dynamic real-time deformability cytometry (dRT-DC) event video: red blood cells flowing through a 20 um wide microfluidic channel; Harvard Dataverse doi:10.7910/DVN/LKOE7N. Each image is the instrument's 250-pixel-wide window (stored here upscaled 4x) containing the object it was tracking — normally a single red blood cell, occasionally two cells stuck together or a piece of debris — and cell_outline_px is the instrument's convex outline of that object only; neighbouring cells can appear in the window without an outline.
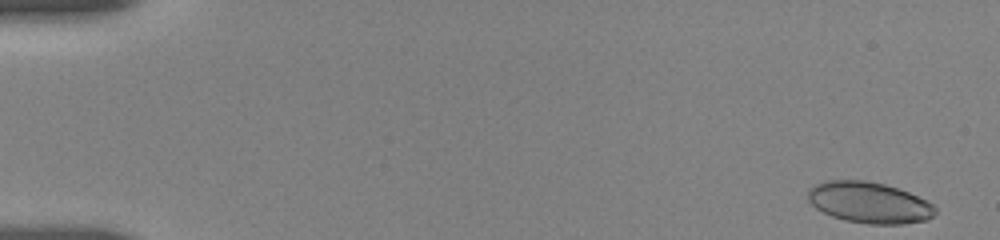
{"species": "human", "species_latin": "Homo sapiens", "temperature_condition": "room temperature", "stored_images_in_passage": 9, "segment_of_instrument_passage": [1, 2], "camera_frame_rate_fps": 3000, "um_per_image_px": 0.085, "donor": {"sex": "female"}, "frame": {"image": 1, "passage_image": 1, "time_ms": 0.0, "image_size_px": [1000, 240], "cell_outline_px": [[936, 212], [932, 216], [924, 220], [904, 224], [868, 224], [844, 220], [832, 216], [816, 208], [808, 200], [808, 188], [812, 184], [828, 180], [864, 180], [884, 184], [908, 192], [932, 204], [936, 208]], "centroid_in_image_um": [73.83, 17.21], "position_along_channel_um": 11.2, "area_um2": 30.4}}